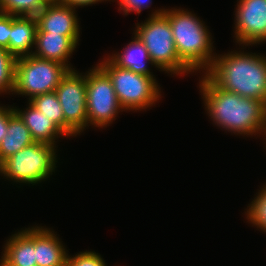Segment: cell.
Instances as JSON below:
<instances>
[{"mask_svg": "<svg viewBox=\"0 0 266 266\" xmlns=\"http://www.w3.org/2000/svg\"><path fill=\"white\" fill-rule=\"evenodd\" d=\"M200 87L206 110L217 126L236 134H266L264 102L223 90L206 74L200 82Z\"/></svg>", "mask_w": 266, "mask_h": 266, "instance_id": "1", "label": "cell"}, {"mask_svg": "<svg viewBox=\"0 0 266 266\" xmlns=\"http://www.w3.org/2000/svg\"><path fill=\"white\" fill-rule=\"evenodd\" d=\"M205 74L221 89L266 104V57L232 52L218 55Z\"/></svg>", "mask_w": 266, "mask_h": 266, "instance_id": "2", "label": "cell"}, {"mask_svg": "<svg viewBox=\"0 0 266 266\" xmlns=\"http://www.w3.org/2000/svg\"><path fill=\"white\" fill-rule=\"evenodd\" d=\"M169 19L175 48L180 60L192 71L209 70L214 63L210 32L192 12L183 9L165 10ZM206 68V69H205Z\"/></svg>", "mask_w": 266, "mask_h": 266, "instance_id": "3", "label": "cell"}, {"mask_svg": "<svg viewBox=\"0 0 266 266\" xmlns=\"http://www.w3.org/2000/svg\"><path fill=\"white\" fill-rule=\"evenodd\" d=\"M163 12L164 9L155 10L146 22L137 25L135 35L157 68L177 75L191 72L177 54L169 19Z\"/></svg>", "mask_w": 266, "mask_h": 266, "instance_id": "4", "label": "cell"}, {"mask_svg": "<svg viewBox=\"0 0 266 266\" xmlns=\"http://www.w3.org/2000/svg\"><path fill=\"white\" fill-rule=\"evenodd\" d=\"M98 66L109 76L120 106L125 110L146 109L159 100L160 91L155 77L121 68L110 58Z\"/></svg>", "mask_w": 266, "mask_h": 266, "instance_id": "5", "label": "cell"}, {"mask_svg": "<svg viewBox=\"0 0 266 266\" xmlns=\"http://www.w3.org/2000/svg\"><path fill=\"white\" fill-rule=\"evenodd\" d=\"M55 146L34 142L0 164V173L15 182L35 185L47 179L56 168Z\"/></svg>", "mask_w": 266, "mask_h": 266, "instance_id": "6", "label": "cell"}, {"mask_svg": "<svg viewBox=\"0 0 266 266\" xmlns=\"http://www.w3.org/2000/svg\"><path fill=\"white\" fill-rule=\"evenodd\" d=\"M69 70L63 64L33 54L17 58L13 92L29 96V101L35 96L54 92Z\"/></svg>", "mask_w": 266, "mask_h": 266, "instance_id": "7", "label": "cell"}, {"mask_svg": "<svg viewBox=\"0 0 266 266\" xmlns=\"http://www.w3.org/2000/svg\"><path fill=\"white\" fill-rule=\"evenodd\" d=\"M86 74V106L88 125L106 127L123 109L109 76L97 65Z\"/></svg>", "mask_w": 266, "mask_h": 266, "instance_id": "8", "label": "cell"}, {"mask_svg": "<svg viewBox=\"0 0 266 266\" xmlns=\"http://www.w3.org/2000/svg\"><path fill=\"white\" fill-rule=\"evenodd\" d=\"M69 70L57 86L55 93L64 114V133L76 136L88 126L86 106V74Z\"/></svg>", "mask_w": 266, "mask_h": 266, "instance_id": "9", "label": "cell"}, {"mask_svg": "<svg viewBox=\"0 0 266 266\" xmlns=\"http://www.w3.org/2000/svg\"><path fill=\"white\" fill-rule=\"evenodd\" d=\"M236 9L235 37L244 45L266 41V0H240Z\"/></svg>", "mask_w": 266, "mask_h": 266, "instance_id": "10", "label": "cell"}, {"mask_svg": "<svg viewBox=\"0 0 266 266\" xmlns=\"http://www.w3.org/2000/svg\"><path fill=\"white\" fill-rule=\"evenodd\" d=\"M36 32H52L62 35H79L75 7L52 0L36 16Z\"/></svg>", "mask_w": 266, "mask_h": 266, "instance_id": "11", "label": "cell"}, {"mask_svg": "<svg viewBox=\"0 0 266 266\" xmlns=\"http://www.w3.org/2000/svg\"><path fill=\"white\" fill-rule=\"evenodd\" d=\"M79 41V35H62L52 32H36L35 47L32 52L36 57L58 62L72 68L67 63Z\"/></svg>", "mask_w": 266, "mask_h": 266, "instance_id": "12", "label": "cell"}, {"mask_svg": "<svg viewBox=\"0 0 266 266\" xmlns=\"http://www.w3.org/2000/svg\"><path fill=\"white\" fill-rule=\"evenodd\" d=\"M0 266H37L35 259V227L10 237L3 250Z\"/></svg>", "mask_w": 266, "mask_h": 266, "instance_id": "13", "label": "cell"}, {"mask_svg": "<svg viewBox=\"0 0 266 266\" xmlns=\"http://www.w3.org/2000/svg\"><path fill=\"white\" fill-rule=\"evenodd\" d=\"M37 19L35 16L10 15L9 52L16 58L29 56L35 45Z\"/></svg>", "mask_w": 266, "mask_h": 266, "instance_id": "14", "label": "cell"}, {"mask_svg": "<svg viewBox=\"0 0 266 266\" xmlns=\"http://www.w3.org/2000/svg\"><path fill=\"white\" fill-rule=\"evenodd\" d=\"M50 229L35 227V259L37 266H66L67 252Z\"/></svg>", "mask_w": 266, "mask_h": 266, "instance_id": "15", "label": "cell"}, {"mask_svg": "<svg viewBox=\"0 0 266 266\" xmlns=\"http://www.w3.org/2000/svg\"><path fill=\"white\" fill-rule=\"evenodd\" d=\"M30 131V135L35 142H42L54 145L58 135L66 134L48 117L41 113L29 102L26 110L14 109Z\"/></svg>", "mask_w": 266, "mask_h": 266, "instance_id": "16", "label": "cell"}, {"mask_svg": "<svg viewBox=\"0 0 266 266\" xmlns=\"http://www.w3.org/2000/svg\"><path fill=\"white\" fill-rule=\"evenodd\" d=\"M6 132L7 134L0 143V164L5 159L35 142L30 135L29 129L14 111V108H9V120Z\"/></svg>", "mask_w": 266, "mask_h": 266, "instance_id": "17", "label": "cell"}, {"mask_svg": "<svg viewBox=\"0 0 266 266\" xmlns=\"http://www.w3.org/2000/svg\"><path fill=\"white\" fill-rule=\"evenodd\" d=\"M122 54L116 53L109 58L119 67L129 69L134 73L154 77L147 67L148 64L154 65L149 57L148 50L135 35Z\"/></svg>", "mask_w": 266, "mask_h": 266, "instance_id": "18", "label": "cell"}, {"mask_svg": "<svg viewBox=\"0 0 266 266\" xmlns=\"http://www.w3.org/2000/svg\"><path fill=\"white\" fill-rule=\"evenodd\" d=\"M29 102L64 132V114L55 91L35 96Z\"/></svg>", "mask_w": 266, "mask_h": 266, "instance_id": "19", "label": "cell"}, {"mask_svg": "<svg viewBox=\"0 0 266 266\" xmlns=\"http://www.w3.org/2000/svg\"><path fill=\"white\" fill-rule=\"evenodd\" d=\"M52 0H0V12L14 16H36Z\"/></svg>", "mask_w": 266, "mask_h": 266, "instance_id": "20", "label": "cell"}, {"mask_svg": "<svg viewBox=\"0 0 266 266\" xmlns=\"http://www.w3.org/2000/svg\"><path fill=\"white\" fill-rule=\"evenodd\" d=\"M16 61L6 48L0 47V93L13 92Z\"/></svg>", "mask_w": 266, "mask_h": 266, "instance_id": "21", "label": "cell"}, {"mask_svg": "<svg viewBox=\"0 0 266 266\" xmlns=\"http://www.w3.org/2000/svg\"><path fill=\"white\" fill-rule=\"evenodd\" d=\"M254 198L247 209V219L250 223L266 232V185Z\"/></svg>", "mask_w": 266, "mask_h": 266, "instance_id": "22", "label": "cell"}, {"mask_svg": "<svg viewBox=\"0 0 266 266\" xmlns=\"http://www.w3.org/2000/svg\"><path fill=\"white\" fill-rule=\"evenodd\" d=\"M66 266H106V263L98 253L85 251L76 254L75 257L67 255Z\"/></svg>", "mask_w": 266, "mask_h": 266, "instance_id": "23", "label": "cell"}, {"mask_svg": "<svg viewBox=\"0 0 266 266\" xmlns=\"http://www.w3.org/2000/svg\"><path fill=\"white\" fill-rule=\"evenodd\" d=\"M10 14L0 12V47L9 51Z\"/></svg>", "mask_w": 266, "mask_h": 266, "instance_id": "24", "label": "cell"}, {"mask_svg": "<svg viewBox=\"0 0 266 266\" xmlns=\"http://www.w3.org/2000/svg\"><path fill=\"white\" fill-rule=\"evenodd\" d=\"M119 2L121 8L120 10H123L125 15L131 11H135L139 14L143 8L150 7L147 3L150 2L149 0H119Z\"/></svg>", "mask_w": 266, "mask_h": 266, "instance_id": "25", "label": "cell"}, {"mask_svg": "<svg viewBox=\"0 0 266 266\" xmlns=\"http://www.w3.org/2000/svg\"><path fill=\"white\" fill-rule=\"evenodd\" d=\"M9 120V108L0 107V143L3 137L7 134Z\"/></svg>", "mask_w": 266, "mask_h": 266, "instance_id": "26", "label": "cell"}, {"mask_svg": "<svg viewBox=\"0 0 266 266\" xmlns=\"http://www.w3.org/2000/svg\"><path fill=\"white\" fill-rule=\"evenodd\" d=\"M56 1L76 8L78 6L82 7V6H86V5H91V4H95L99 1H104V0H56Z\"/></svg>", "mask_w": 266, "mask_h": 266, "instance_id": "27", "label": "cell"}]
</instances>
